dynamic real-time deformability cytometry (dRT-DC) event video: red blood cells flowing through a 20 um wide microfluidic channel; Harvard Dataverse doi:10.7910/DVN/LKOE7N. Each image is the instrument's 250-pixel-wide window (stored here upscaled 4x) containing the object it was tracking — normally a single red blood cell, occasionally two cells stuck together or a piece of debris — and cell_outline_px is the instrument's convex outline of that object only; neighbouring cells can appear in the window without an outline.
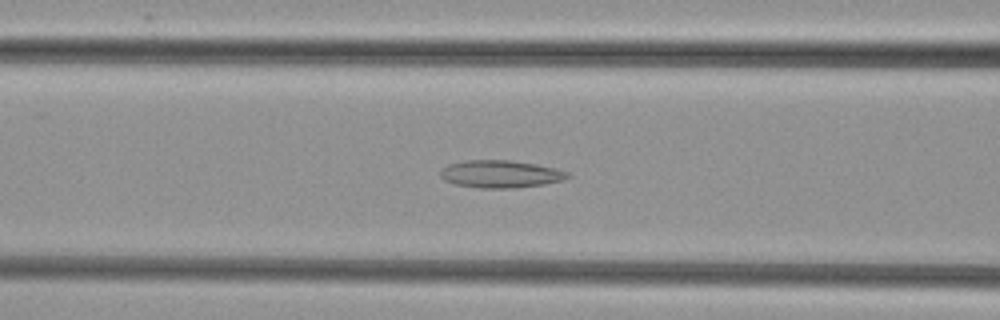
{"species": "common noctule bat (a hibernating species)", "species_latin": "Nyctalus noctula", "temperature_condition": "cold", "stored_images_in_passage": 53, "camera_frame_rate_fps": 3000, "um_per_image_px": 0.085, "animal": {"sex": "female", "body_mass_g": 29.2, "forearm_length_mm": 56.3}, "frame": {"image": 1, "passage_image": 22, "time_ms": 7.0, "image_size_px": [1000, 320], "cell_outline_px": [[572, 176], [560, 180], [544, 184], [512, 188], [480, 188], [456, 184], [444, 180], [440, 176], [440, 172], [448, 164], [464, 160], [512, 160], [536, 164], [556, 168], [568, 172]], "centroid_in_image_um": [42.54, 14.78], "position_along_channel_um": 124.1, "area_um2": 20.35}}
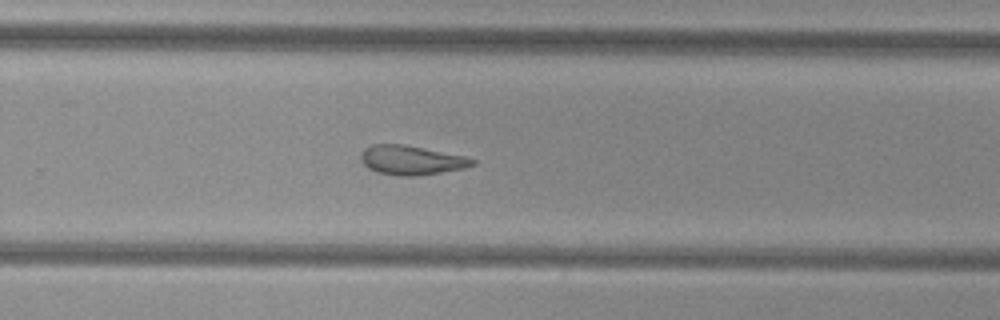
{"frame": {"image": 2, "passage_image": 35, "time_ms": 11.333, "image_size_px": [1000, 320], "cell_outline_px": [[476, 164], [464, 168], [416, 176], [400, 176], [376, 172], [368, 168], [360, 160], [360, 152], [364, 148], [372, 144], [404, 144], [464, 156], [476, 160]], "centroid_in_image_um": [34.92, 13.61], "position_along_channel_um": 294.9, "area_um2": 19.07}}
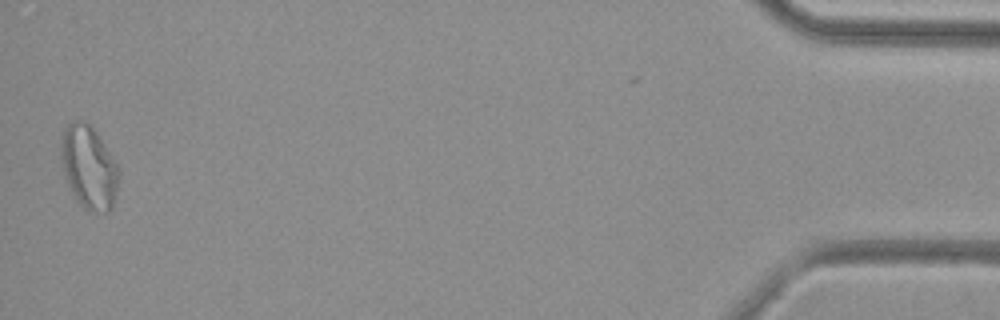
{"frame": {"image": 3, "passage_image": 52, "time_ms": 17.0, "image_size_px": [1000, 320], "cell_outline_px": [[120, 176], [112, 208], [108, 212], [92, 212], [84, 208], [76, 200], [68, 184], [64, 172], [60, 156], [60, 144], [64, 128], [72, 120], [84, 120], [92, 128], [120, 168]], "centroid_in_image_um": [7.55, 14.23], "position_along_channel_um": 427.7, "area_um2": 27.98}}